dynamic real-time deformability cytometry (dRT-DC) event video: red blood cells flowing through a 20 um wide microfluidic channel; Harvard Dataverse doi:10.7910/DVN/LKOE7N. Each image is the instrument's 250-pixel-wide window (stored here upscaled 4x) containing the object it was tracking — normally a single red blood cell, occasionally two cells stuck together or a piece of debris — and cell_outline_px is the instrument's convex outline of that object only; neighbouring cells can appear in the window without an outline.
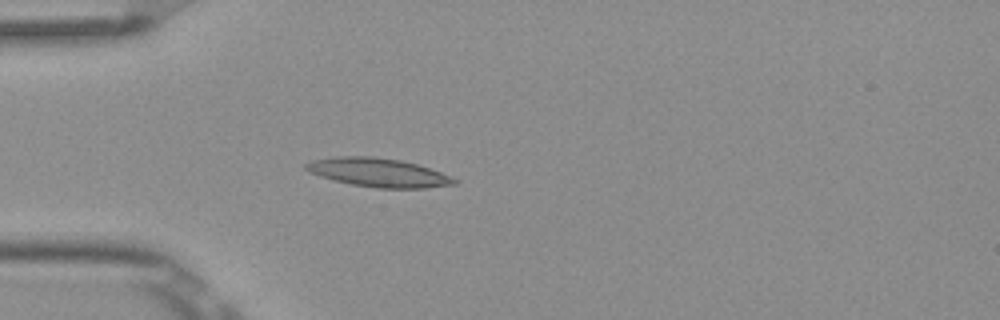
{"species": "Egyptian fruit bat (a non-hibernating species)", "species_latin": "Rousettus aegyptiacus", "temperature_condition": "room temperature", "stored_images_in_passage": 4, "camera_frame_rate_fps": 3000, "um_per_image_px": 0.085, "frame": {"image": 1, "passage_image": 4, "time_ms": 1.0, "image_size_px": [1000, 320], "cell_outline_px": [[460, 180], [456, 184], [424, 188], [376, 188], [352, 184], [332, 180], [308, 172], [304, 168], [304, 164], [312, 160], [336, 156], [372, 156], [400, 160], [416, 164], [452, 176]], "centroid_in_image_um": [32.14, 14.66], "position_along_channel_um": 52.9, "area_um2": 24.91}}